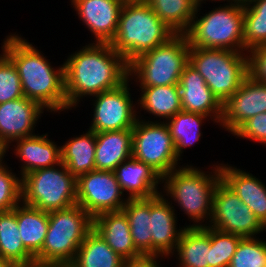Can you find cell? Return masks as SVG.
Instances as JSON below:
<instances>
[{
    "mask_svg": "<svg viewBox=\"0 0 266 267\" xmlns=\"http://www.w3.org/2000/svg\"><path fill=\"white\" fill-rule=\"evenodd\" d=\"M79 48L63 60L67 113L129 79V63L110 44L87 41Z\"/></svg>",
    "mask_w": 266,
    "mask_h": 267,
    "instance_id": "obj_1",
    "label": "cell"
},
{
    "mask_svg": "<svg viewBox=\"0 0 266 267\" xmlns=\"http://www.w3.org/2000/svg\"><path fill=\"white\" fill-rule=\"evenodd\" d=\"M25 38L20 32H10L0 47L18 70L24 97L52 115L66 113L64 63L54 66L41 48Z\"/></svg>",
    "mask_w": 266,
    "mask_h": 267,
    "instance_id": "obj_2",
    "label": "cell"
},
{
    "mask_svg": "<svg viewBox=\"0 0 266 267\" xmlns=\"http://www.w3.org/2000/svg\"><path fill=\"white\" fill-rule=\"evenodd\" d=\"M188 163L162 178L161 194L174 209H181L176 210L177 216L181 212L188 217L190 223L185 221L184 227H205L210 223L214 190L221 180L220 161H211L205 168Z\"/></svg>",
    "mask_w": 266,
    "mask_h": 267,
    "instance_id": "obj_3",
    "label": "cell"
},
{
    "mask_svg": "<svg viewBox=\"0 0 266 267\" xmlns=\"http://www.w3.org/2000/svg\"><path fill=\"white\" fill-rule=\"evenodd\" d=\"M219 4L203 13L204 5L198 1L191 25L184 33L189 46L248 53L244 46V4Z\"/></svg>",
    "mask_w": 266,
    "mask_h": 267,
    "instance_id": "obj_4",
    "label": "cell"
},
{
    "mask_svg": "<svg viewBox=\"0 0 266 267\" xmlns=\"http://www.w3.org/2000/svg\"><path fill=\"white\" fill-rule=\"evenodd\" d=\"M175 34L146 1L124 2L117 32L110 46L130 63L143 53L166 43Z\"/></svg>",
    "mask_w": 266,
    "mask_h": 267,
    "instance_id": "obj_5",
    "label": "cell"
},
{
    "mask_svg": "<svg viewBox=\"0 0 266 267\" xmlns=\"http://www.w3.org/2000/svg\"><path fill=\"white\" fill-rule=\"evenodd\" d=\"M49 227L42 250L35 261L68 267L86 235L93 229V218L78 204L48 212Z\"/></svg>",
    "mask_w": 266,
    "mask_h": 267,
    "instance_id": "obj_6",
    "label": "cell"
},
{
    "mask_svg": "<svg viewBox=\"0 0 266 267\" xmlns=\"http://www.w3.org/2000/svg\"><path fill=\"white\" fill-rule=\"evenodd\" d=\"M189 50L185 34H175L166 43L136 57L129 63L132 85L134 88L178 85L189 63Z\"/></svg>",
    "mask_w": 266,
    "mask_h": 267,
    "instance_id": "obj_7",
    "label": "cell"
},
{
    "mask_svg": "<svg viewBox=\"0 0 266 267\" xmlns=\"http://www.w3.org/2000/svg\"><path fill=\"white\" fill-rule=\"evenodd\" d=\"M189 64L222 104L249 75L248 54L227 49L190 47Z\"/></svg>",
    "mask_w": 266,
    "mask_h": 267,
    "instance_id": "obj_8",
    "label": "cell"
},
{
    "mask_svg": "<svg viewBox=\"0 0 266 267\" xmlns=\"http://www.w3.org/2000/svg\"><path fill=\"white\" fill-rule=\"evenodd\" d=\"M21 191L24 204L45 212L77 204V178L63 163L27 173L21 178Z\"/></svg>",
    "mask_w": 266,
    "mask_h": 267,
    "instance_id": "obj_9",
    "label": "cell"
},
{
    "mask_svg": "<svg viewBox=\"0 0 266 267\" xmlns=\"http://www.w3.org/2000/svg\"><path fill=\"white\" fill-rule=\"evenodd\" d=\"M132 130V157L150 166L162 178L184 165L176 155L166 122L137 119Z\"/></svg>",
    "mask_w": 266,
    "mask_h": 267,
    "instance_id": "obj_10",
    "label": "cell"
},
{
    "mask_svg": "<svg viewBox=\"0 0 266 267\" xmlns=\"http://www.w3.org/2000/svg\"><path fill=\"white\" fill-rule=\"evenodd\" d=\"M132 81L128 79L121 86L90 97L91 121L87 128L95 133L133 129L137 116V96ZM131 87V88H130ZM133 90V91H132ZM133 95V96H132Z\"/></svg>",
    "mask_w": 266,
    "mask_h": 267,
    "instance_id": "obj_11",
    "label": "cell"
},
{
    "mask_svg": "<svg viewBox=\"0 0 266 267\" xmlns=\"http://www.w3.org/2000/svg\"><path fill=\"white\" fill-rule=\"evenodd\" d=\"M208 226L242 238L262 237L260 234L266 232L251 209L222 179L214 190L212 216Z\"/></svg>",
    "mask_w": 266,
    "mask_h": 267,
    "instance_id": "obj_12",
    "label": "cell"
},
{
    "mask_svg": "<svg viewBox=\"0 0 266 267\" xmlns=\"http://www.w3.org/2000/svg\"><path fill=\"white\" fill-rule=\"evenodd\" d=\"M127 200L114 171L93 170L77 178V204L92 218L121 211Z\"/></svg>",
    "mask_w": 266,
    "mask_h": 267,
    "instance_id": "obj_13",
    "label": "cell"
},
{
    "mask_svg": "<svg viewBox=\"0 0 266 267\" xmlns=\"http://www.w3.org/2000/svg\"><path fill=\"white\" fill-rule=\"evenodd\" d=\"M77 19L91 33L89 43L110 44L116 35L121 8V0H69Z\"/></svg>",
    "mask_w": 266,
    "mask_h": 267,
    "instance_id": "obj_14",
    "label": "cell"
},
{
    "mask_svg": "<svg viewBox=\"0 0 266 267\" xmlns=\"http://www.w3.org/2000/svg\"><path fill=\"white\" fill-rule=\"evenodd\" d=\"M266 112V83L248 75L239 89L223 103L218 128L231 135L249 118Z\"/></svg>",
    "mask_w": 266,
    "mask_h": 267,
    "instance_id": "obj_15",
    "label": "cell"
},
{
    "mask_svg": "<svg viewBox=\"0 0 266 267\" xmlns=\"http://www.w3.org/2000/svg\"><path fill=\"white\" fill-rule=\"evenodd\" d=\"M38 102L26 97L0 103V142L8 147L15 140L35 135L43 114Z\"/></svg>",
    "mask_w": 266,
    "mask_h": 267,
    "instance_id": "obj_16",
    "label": "cell"
},
{
    "mask_svg": "<svg viewBox=\"0 0 266 267\" xmlns=\"http://www.w3.org/2000/svg\"><path fill=\"white\" fill-rule=\"evenodd\" d=\"M178 222L176 209L161 193L150 198L149 229L152 233V257L168 258L174 252L185 229Z\"/></svg>",
    "mask_w": 266,
    "mask_h": 267,
    "instance_id": "obj_17",
    "label": "cell"
},
{
    "mask_svg": "<svg viewBox=\"0 0 266 267\" xmlns=\"http://www.w3.org/2000/svg\"><path fill=\"white\" fill-rule=\"evenodd\" d=\"M37 134L15 140L7 147V152L17 158L19 171L22 178L29 172L40 168H47L62 163L61 144L52 140L53 138L46 131L44 134Z\"/></svg>",
    "mask_w": 266,
    "mask_h": 267,
    "instance_id": "obj_18",
    "label": "cell"
},
{
    "mask_svg": "<svg viewBox=\"0 0 266 267\" xmlns=\"http://www.w3.org/2000/svg\"><path fill=\"white\" fill-rule=\"evenodd\" d=\"M178 85L182 110L206 115L219 126L223 104L212 93L204 78L189 63L184 67Z\"/></svg>",
    "mask_w": 266,
    "mask_h": 267,
    "instance_id": "obj_19",
    "label": "cell"
},
{
    "mask_svg": "<svg viewBox=\"0 0 266 267\" xmlns=\"http://www.w3.org/2000/svg\"><path fill=\"white\" fill-rule=\"evenodd\" d=\"M244 168L220 162L221 179L237 194L266 228V185Z\"/></svg>",
    "mask_w": 266,
    "mask_h": 267,
    "instance_id": "obj_20",
    "label": "cell"
},
{
    "mask_svg": "<svg viewBox=\"0 0 266 267\" xmlns=\"http://www.w3.org/2000/svg\"><path fill=\"white\" fill-rule=\"evenodd\" d=\"M114 173L128 199L152 198L161 193L162 177L133 157L118 165Z\"/></svg>",
    "mask_w": 266,
    "mask_h": 267,
    "instance_id": "obj_21",
    "label": "cell"
},
{
    "mask_svg": "<svg viewBox=\"0 0 266 267\" xmlns=\"http://www.w3.org/2000/svg\"><path fill=\"white\" fill-rule=\"evenodd\" d=\"M135 89L139 92L137 95L138 119L165 122L182 111L179 85ZM142 111L143 113H141ZM143 114H148L150 117ZM151 117L153 118L151 119Z\"/></svg>",
    "mask_w": 266,
    "mask_h": 267,
    "instance_id": "obj_22",
    "label": "cell"
},
{
    "mask_svg": "<svg viewBox=\"0 0 266 267\" xmlns=\"http://www.w3.org/2000/svg\"><path fill=\"white\" fill-rule=\"evenodd\" d=\"M93 229L125 261L144 257L135 248L127 216L122 210L104 212L95 216Z\"/></svg>",
    "mask_w": 266,
    "mask_h": 267,
    "instance_id": "obj_23",
    "label": "cell"
},
{
    "mask_svg": "<svg viewBox=\"0 0 266 267\" xmlns=\"http://www.w3.org/2000/svg\"><path fill=\"white\" fill-rule=\"evenodd\" d=\"M170 258L175 267H210V227H185Z\"/></svg>",
    "mask_w": 266,
    "mask_h": 267,
    "instance_id": "obj_24",
    "label": "cell"
},
{
    "mask_svg": "<svg viewBox=\"0 0 266 267\" xmlns=\"http://www.w3.org/2000/svg\"><path fill=\"white\" fill-rule=\"evenodd\" d=\"M95 134V170L114 171L118 165L132 157V129Z\"/></svg>",
    "mask_w": 266,
    "mask_h": 267,
    "instance_id": "obj_25",
    "label": "cell"
},
{
    "mask_svg": "<svg viewBox=\"0 0 266 267\" xmlns=\"http://www.w3.org/2000/svg\"><path fill=\"white\" fill-rule=\"evenodd\" d=\"M72 136L60 143L61 160L68 171L78 178L95 170L96 134L85 128L81 134L79 132L78 135Z\"/></svg>",
    "mask_w": 266,
    "mask_h": 267,
    "instance_id": "obj_26",
    "label": "cell"
},
{
    "mask_svg": "<svg viewBox=\"0 0 266 267\" xmlns=\"http://www.w3.org/2000/svg\"><path fill=\"white\" fill-rule=\"evenodd\" d=\"M214 125V121L203 114L180 111L166 122L170 135L175 144V151L178 159L183 160L186 149L199 144L203 138L202 128L207 123ZM199 142V143H197ZM194 144V145H193Z\"/></svg>",
    "mask_w": 266,
    "mask_h": 267,
    "instance_id": "obj_27",
    "label": "cell"
},
{
    "mask_svg": "<svg viewBox=\"0 0 266 267\" xmlns=\"http://www.w3.org/2000/svg\"><path fill=\"white\" fill-rule=\"evenodd\" d=\"M16 217L22 243L35 257L42 250L48 231V212L24 204L21 201L16 206Z\"/></svg>",
    "mask_w": 266,
    "mask_h": 267,
    "instance_id": "obj_28",
    "label": "cell"
},
{
    "mask_svg": "<svg viewBox=\"0 0 266 267\" xmlns=\"http://www.w3.org/2000/svg\"><path fill=\"white\" fill-rule=\"evenodd\" d=\"M124 263L125 260L92 229L79 246L73 262L68 267H123Z\"/></svg>",
    "mask_w": 266,
    "mask_h": 267,
    "instance_id": "obj_29",
    "label": "cell"
},
{
    "mask_svg": "<svg viewBox=\"0 0 266 267\" xmlns=\"http://www.w3.org/2000/svg\"><path fill=\"white\" fill-rule=\"evenodd\" d=\"M122 211L127 216L135 248L144 257H152L150 198L128 199Z\"/></svg>",
    "mask_w": 266,
    "mask_h": 267,
    "instance_id": "obj_30",
    "label": "cell"
},
{
    "mask_svg": "<svg viewBox=\"0 0 266 267\" xmlns=\"http://www.w3.org/2000/svg\"><path fill=\"white\" fill-rule=\"evenodd\" d=\"M0 256L15 264H27L35 257L22 243L16 217V206L10 211L0 212Z\"/></svg>",
    "mask_w": 266,
    "mask_h": 267,
    "instance_id": "obj_31",
    "label": "cell"
},
{
    "mask_svg": "<svg viewBox=\"0 0 266 267\" xmlns=\"http://www.w3.org/2000/svg\"><path fill=\"white\" fill-rule=\"evenodd\" d=\"M169 28L184 34L190 27L199 0H145Z\"/></svg>",
    "mask_w": 266,
    "mask_h": 267,
    "instance_id": "obj_32",
    "label": "cell"
},
{
    "mask_svg": "<svg viewBox=\"0 0 266 267\" xmlns=\"http://www.w3.org/2000/svg\"><path fill=\"white\" fill-rule=\"evenodd\" d=\"M244 46L247 51L266 44V0L244 4Z\"/></svg>",
    "mask_w": 266,
    "mask_h": 267,
    "instance_id": "obj_33",
    "label": "cell"
},
{
    "mask_svg": "<svg viewBox=\"0 0 266 267\" xmlns=\"http://www.w3.org/2000/svg\"><path fill=\"white\" fill-rule=\"evenodd\" d=\"M229 267H266V238H242Z\"/></svg>",
    "mask_w": 266,
    "mask_h": 267,
    "instance_id": "obj_34",
    "label": "cell"
},
{
    "mask_svg": "<svg viewBox=\"0 0 266 267\" xmlns=\"http://www.w3.org/2000/svg\"><path fill=\"white\" fill-rule=\"evenodd\" d=\"M241 239L210 227V267H229Z\"/></svg>",
    "mask_w": 266,
    "mask_h": 267,
    "instance_id": "obj_35",
    "label": "cell"
},
{
    "mask_svg": "<svg viewBox=\"0 0 266 267\" xmlns=\"http://www.w3.org/2000/svg\"><path fill=\"white\" fill-rule=\"evenodd\" d=\"M13 169L7 162L0 166V212L10 211L22 201L21 177Z\"/></svg>",
    "mask_w": 266,
    "mask_h": 267,
    "instance_id": "obj_36",
    "label": "cell"
},
{
    "mask_svg": "<svg viewBox=\"0 0 266 267\" xmlns=\"http://www.w3.org/2000/svg\"><path fill=\"white\" fill-rule=\"evenodd\" d=\"M0 51V103H4L24 95L16 66L2 50Z\"/></svg>",
    "mask_w": 266,
    "mask_h": 267,
    "instance_id": "obj_37",
    "label": "cell"
},
{
    "mask_svg": "<svg viewBox=\"0 0 266 267\" xmlns=\"http://www.w3.org/2000/svg\"><path fill=\"white\" fill-rule=\"evenodd\" d=\"M232 136L251 141L253 145L260 143L266 146V112L246 120L232 133Z\"/></svg>",
    "mask_w": 266,
    "mask_h": 267,
    "instance_id": "obj_38",
    "label": "cell"
},
{
    "mask_svg": "<svg viewBox=\"0 0 266 267\" xmlns=\"http://www.w3.org/2000/svg\"><path fill=\"white\" fill-rule=\"evenodd\" d=\"M249 75L258 82L266 83V44L248 51Z\"/></svg>",
    "mask_w": 266,
    "mask_h": 267,
    "instance_id": "obj_39",
    "label": "cell"
},
{
    "mask_svg": "<svg viewBox=\"0 0 266 267\" xmlns=\"http://www.w3.org/2000/svg\"><path fill=\"white\" fill-rule=\"evenodd\" d=\"M167 259V260H166ZM168 261L165 257H142L136 260L125 261L123 267H164L161 262Z\"/></svg>",
    "mask_w": 266,
    "mask_h": 267,
    "instance_id": "obj_40",
    "label": "cell"
},
{
    "mask_svg": "<svg viewBox=\"0 0 266 267\" xmlns=\"http://www.w3.org/2000/svg\"><path fill=\"white\" fill-rule=\"evenodd\" d=\"M14 267H54L53 265L42 263V262H31L27 264H15Z\"/></svg>",
    "mask_w": 266,
    "mask_h": 267,
    "instance_id": "obj_41",
    "label": "cell"
},
{
    "mask_svg": "<svg viewBox=\"0 0 266 267\" xmlns=\"http://www.w3.org/2000/svg\"><path fill=\"white\" fill-rule=\"evenodd\" d=\"M7 154H8L7 147L2 142H0V166L6 163L7 160L9 161V159H6V157L10 155L9 154L7 155Z\"/></svg>",
    "mask_w": 266,
    "mask_h": 267,
    "instance_id": "obj_42",
    "label": "cell"
},
{
    "mask_svg": "<svg viewBox=\"0 0 266 267\" xmlns=\"http://www.w3.org/2000/svg\"><path fill=\"white\" fill-rule=\"evenodd\" d=\"M206 1L210 2V3L212 2V4L214 2H215V4L216 3H220V2L221 3H223V2L225 3L226 2V3H241V4H243V0H199V2H202L203 4H205V3L207 4Z\"/></svg>",
    "mask_w": 266,
    "mask_h": 267,
    "instance_id": "obj_43",
    "label": "cell"
},
{
    "mask_svg": "<svg viewBox=\"0 0 266 267\" xmlns=\"http://www.w3.org/2000/svg\"><path fill=\"white\" fill-rule=\"evenodd\" d=\"M15 263L4 259L3 257L0 256V267H14Z\"/></svg>",
    "mask_w": 266,
    "mask_h": 267,
    "instance_id": "obj_44",
    "label": "cell"
},
{
    "mask_svg": "<svg viewBox=\"0 0 266 267\" xmlns=\"http://www.w3.org/2000/svg\"><path fill=\"white\" fill-rule=\"evenodd\" d=\"M123 2H141V1H145V0H121Z\"/></svg>",
    "mask_w": 266,
    "mask_h": 267,
    "instance_id": "obj_45",
    "label": "cell"
},
{
    "mask_svg": "<svg viewBox=\"0 0 266 267\" xmlns=\"http://www.w3.org/2000/svg\"><path fill=\"white\" fill-rule=\"evenodd\" d=\"M251 1H254V0H243V4H246V3L251 2Z\"/></svg>",
    "mask_w": 266,
    "mask_h": 267,
    "instance_id": "obj_46",
    "label": "cell"
}]
</instances>
